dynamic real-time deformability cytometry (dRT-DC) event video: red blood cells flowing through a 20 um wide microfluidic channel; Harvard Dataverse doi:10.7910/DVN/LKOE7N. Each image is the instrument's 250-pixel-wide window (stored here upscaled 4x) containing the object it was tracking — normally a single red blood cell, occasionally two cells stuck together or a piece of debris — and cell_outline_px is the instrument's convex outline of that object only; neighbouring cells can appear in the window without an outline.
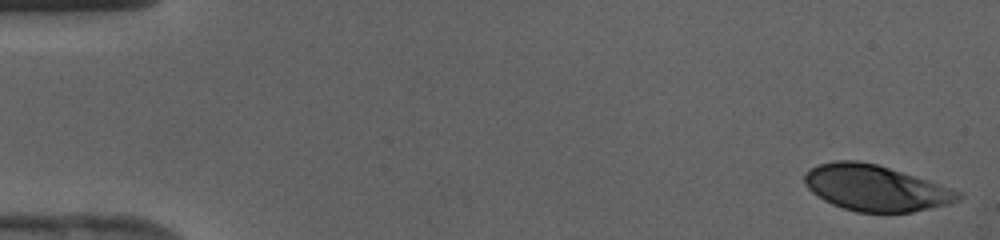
{"species": "human", "species_latin": "Homo sapiens", "temperature_condition": "cold", "stored_images_in_passage": 42, "camera_frame_rate_fps": 3000, "um_per_image_px": 0.085, "donor": {"sex": "female"}, "frame": {"image": 1, "passage_image": 1, "time_ms": 0.0, "image_size_px": [1000, 240], "cell_outline_px": [[964, 196], [960, 200], [948, 204], [912, 212], [856, 212], [832, 204], [824, 200], [812, 192], [808, 188], [804, 180], [804, 172], [820, 164], [836, 160], [856, 160], [876, 164], [960, 192]], "centroid_in_image_um": [74.38, 15.99], "position_along_channel_um": 10.6, "area_um2": 40.34}}
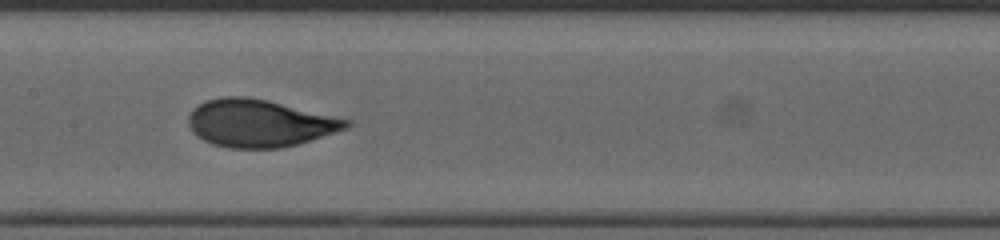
{"frame": {"image": 2, "passage_image": 21, "time_ms": 6.667, "image_size_px": [1000, 240], "cell_outline_px": [[352, 124], [348, 128], [296, 144], [280, 148], [228, 148], [212, 144], [196, 136], [192, 132], [188, 124], [188, 116], [192, 108], [204, 100], [220, 96], [244, 96], [268, 100], [352, 120]], "centroid_in_image_um": [22.01, 10.46], "position_along_channel_um": 185.4, "area_um2": 43.87}}
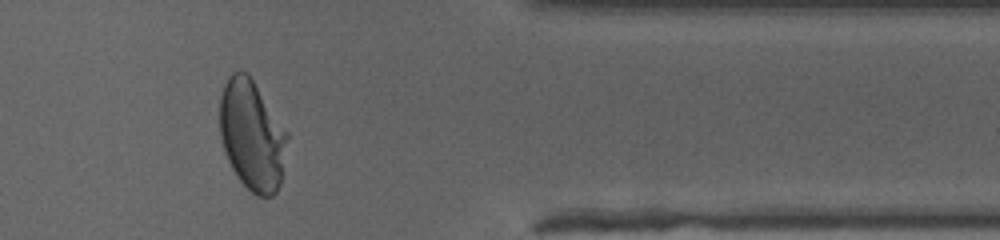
{"frame": {"image": 3, "passage_image": 35, "time_ms": 11.333, "image_size_px": [1000, 240], "cell_outline_px": [[288, 136], [280, 184], [276, 192], [272, 196], [256, 196], [236, 176], [228, 160], [220, 136], [220, 96], [224, 84], [228, 76], [232, 72], [248, 72], [288, 132]], "centroid_in_image_um": [21.42, 11.48], "position_along_channel_um": 390.0, "area_um2": 43.23}}